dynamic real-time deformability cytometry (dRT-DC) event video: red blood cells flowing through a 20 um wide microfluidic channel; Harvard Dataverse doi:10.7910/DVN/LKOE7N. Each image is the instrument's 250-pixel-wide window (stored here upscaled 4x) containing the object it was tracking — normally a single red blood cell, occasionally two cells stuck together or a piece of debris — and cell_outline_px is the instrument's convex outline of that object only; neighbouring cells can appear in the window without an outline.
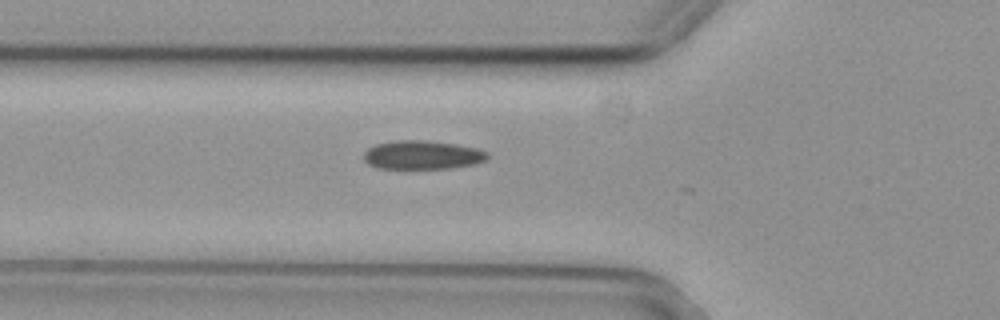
{"species": "common noctule bat (a hibernating species)", "species_latin": "Nyctalus noctula", "temperature_condition": "cold", "stored_images_in_passage": 27, "camera_frame_rate_fps": 3000, "um_per_image_px": 0.085, "animal": {"sex": "female", "body_mass_g": 29.2, "forearm_length_mm": 56.3}, "frame": {"image": 1, "passage_image": 2, "time_ms": 0.333, "image_size_px": [1000, 320], "cell_outline_px": [[488, 156], [484, 160], [476, 164], [448, 168], [376, 168], [368, 164], [364, 160], [364, 152], [368, 148], [376, 144], [396, 140], [420, 140], [456, 144], [476, 148], [488, 152]], "centroid_in_image_um": [35.88, 13.17], "position_along_channel_um": 89.9, "area_um2": 20.58}}
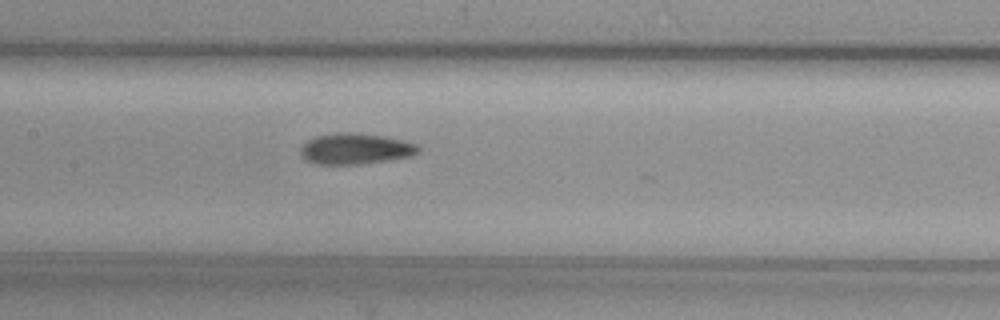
{"frame": {"image": 2, "passage_image": 9, "time_ms": 2.667, "image_size_px": [1000, 320], "cell_outline_px": [[420, 148], [416, 152], [408, 156], [388, 160], [360, 164], [316, 164], [304, 160], [300, 156], [300, 148], [308, 140], [316, 136], [336, 132], [356, 132], [384, 136], [404, 140], [416, 144]], "centroid_in_image_um": [30.15, 12.64], "position_along_channel_um": 177.3, "area_um2": 21.27}}
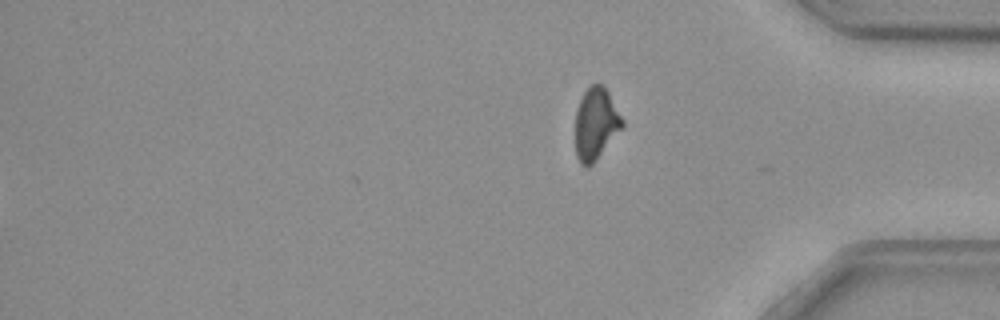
{"frame": {"image": 3, "passage_image": 27, "time_ms": 8.667, "image_size_px": [1000, 320], "cell_outline_px": [[624, 124], [592, 164], [588, 168], [584, 168], [580, 164], [576, 156], [576, 112], [580, 100], [588, 84], [604, 84], [624, 120]], "centroid_in_image_um": [50.63, 10.49], "position_along_channel_um": 384.6, "area_um2": 19.54}}